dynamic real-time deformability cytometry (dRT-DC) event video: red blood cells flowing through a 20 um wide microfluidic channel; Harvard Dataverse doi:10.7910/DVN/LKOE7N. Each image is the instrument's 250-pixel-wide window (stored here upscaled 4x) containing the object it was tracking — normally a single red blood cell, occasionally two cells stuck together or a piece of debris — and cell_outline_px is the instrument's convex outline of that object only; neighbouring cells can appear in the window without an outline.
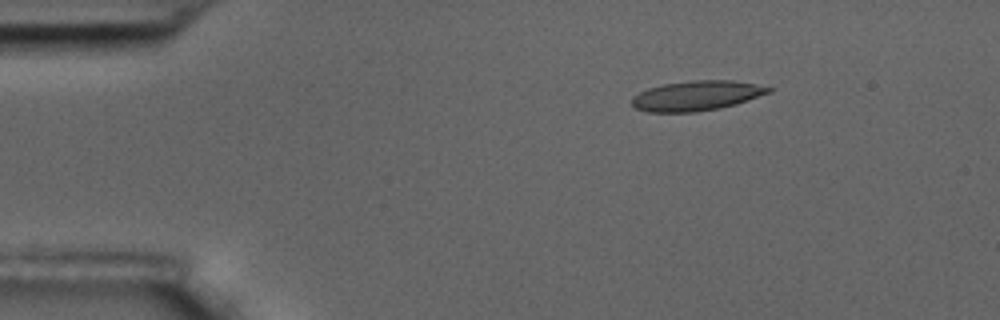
{"species": "common noctule bat (a hibernating species)", "species_latin": "Nyctalus noctula", "temperature_condition": "room temperature", "stored_images_in_passage": 3, "camera_frame_rate_fps": 3000, "um_per_image_px": 0.085, "animal": {"sex": "male", "body_mass_g": 17.5, "forearm_length_mm": 52.3}, "frame": {"image": 1, "passage_image": 1, "time_ms": 0.0, "image_size_px": [1000, 320], "cell_outline_px": [[776, 88], [772, 92], [736, 104], [720, 108], [696, 112], [648, 112], [636, 108], [632, 104], [632, 96], [648, 88], [660, 84], [692, 80], [732, 80]], "centroid_in_image_um": [59.22, 8.13], "position_along_channel_um": 25.8, "area_um2": 23.99}}